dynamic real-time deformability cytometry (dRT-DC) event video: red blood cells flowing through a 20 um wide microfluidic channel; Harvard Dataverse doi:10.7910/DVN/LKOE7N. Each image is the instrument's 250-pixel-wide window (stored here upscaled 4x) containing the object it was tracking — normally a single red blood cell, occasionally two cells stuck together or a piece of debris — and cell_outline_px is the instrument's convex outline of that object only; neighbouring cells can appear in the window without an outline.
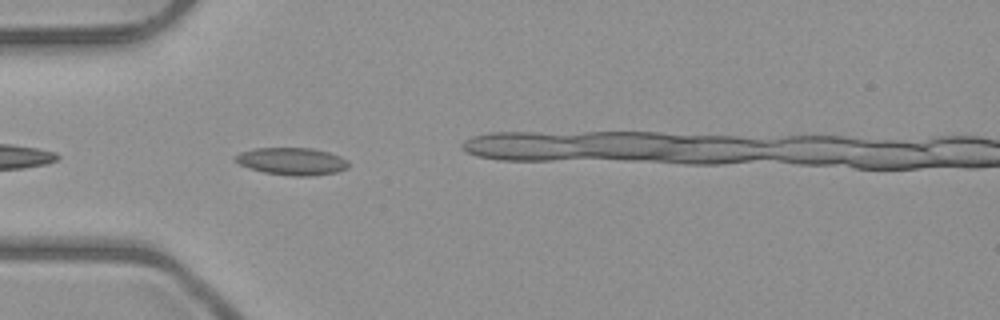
{"species": "common noctule bat (a hibernating species)", "species_latin": "Nyctalus noctula", "temperature_condition": "room temperature", "stored_images_in_passage": 9, "camera_frame_rate_fps": 3000, "um_per_image_px": 0.085, "animal": {"sex": "male", "body_mass_g": 23.1, "forearm_length_mm": 52.7}, "frame": {"image": 1, "passage_image": 4, "time_ms": 3.333, "image_size_px": [1000, 320], "cell_outline_px": [[348, 168], [336, 172], [312, 176], [296, 176], [264, 172], [240, 164], [232, 156], [240, 152], [256, 148], [312, 148], [328, 152], [340, 156], [348, 160]], "centroid_in_image_um": [24.84, 13.7], "position_along_channel_um": 60.2, "area_um2": 17.92}}